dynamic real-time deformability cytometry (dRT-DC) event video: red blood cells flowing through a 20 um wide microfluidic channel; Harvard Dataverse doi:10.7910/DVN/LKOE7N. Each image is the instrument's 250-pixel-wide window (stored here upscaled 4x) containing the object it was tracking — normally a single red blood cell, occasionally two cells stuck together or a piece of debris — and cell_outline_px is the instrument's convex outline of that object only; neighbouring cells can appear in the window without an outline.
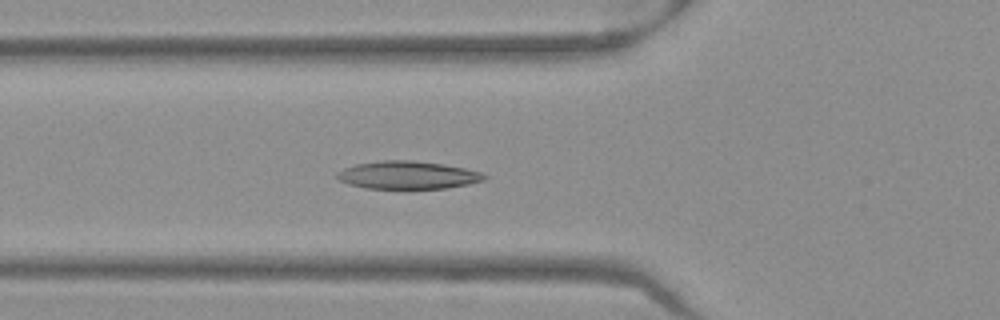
{"species": "Egyptian fruit bat (a non-hibernating species)", "species_latin": "Rousettus aegyptiacus", "temperature_condition": "warm", "stored_images_in_passage": 52, "camera_frame_rate_fps": 3000, "um_per_image_px": 0.085, "frame": {"image": 1, "passage_image": 19, "time_ms": 6.0, "image_size_px": [1000, 320], "cell_outline_px": [[488, 176], [484, 180], [468, 184], [444, 188], [364, 188], [348, 184], [340, 180], [336, 176], [336, 172], [344, 168], [356, 164], [384, 160], [412, 160], [440, 164], [464, 168], [480, 172]], "centroid_in_image_um": [34.62, 14.88], "position_along_channel_um": 91.2, "area_um2": 23.64}}
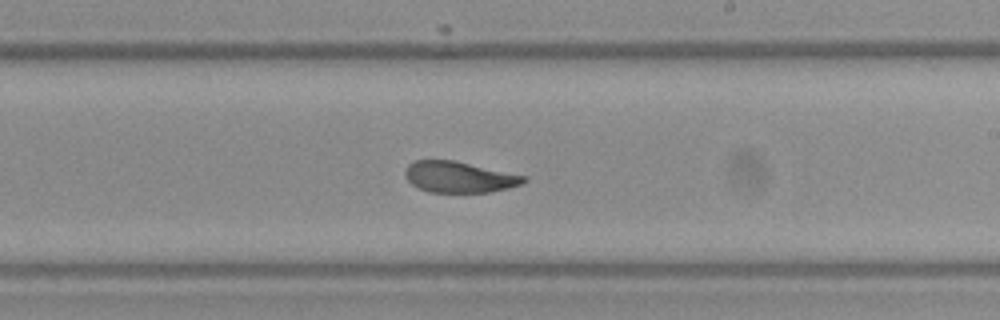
{"frame": {"image": 2, "passage_image": 31, "time_ms": 10.0, "image_size_px": [1000, 320], "cell_outline_px": [[528, 180], [524, 184], [508, 188], [488, 192], [428, 192], [412, 184], [404, 176], [404, 168], [408, 164], [416, 160], [456, 160], [528, 176]], "centroid_in_image_um": [39.06, 15.03], "position_along_channel_um": 249.9, "area_um2": 21.79}}
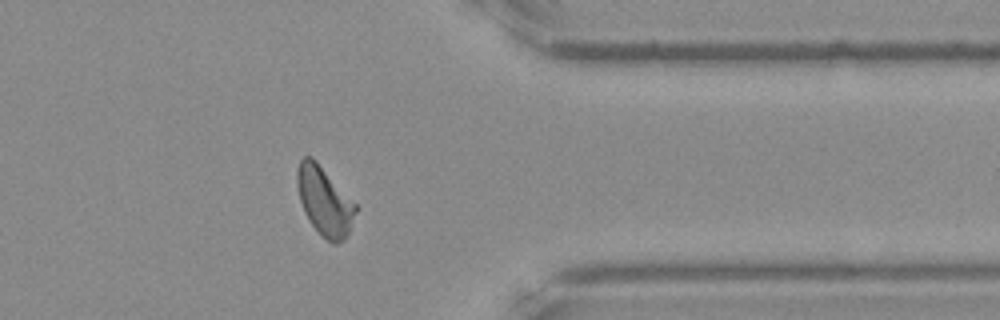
{"frame": {"image": 3, "passage_image": 42, "time_ms": 13.667, "image_size_px": [1000, 320], "cell_outline_px": [[360, 208], [344, 240], [336, 244], [332, 244], [308, 220], [304, 212], [300, 200], [296, 184], [296, 172], [300, 160], [304, 156], [312, 156], [316, 160]], "centroid_in_image_um": [27.59, 17.08], "position_along_channel_um": 383.8, "area_um2": 23.47}, "authors_computed_cell_mechanics": {"area_um2": 23.4379, "velocity_mm_per_s": 3.9587, "shape_relaxation_time_tau1_ms": 8.7423, "shape_relaxation_time_tau2_ms": 1.7377, "deformation_change_tau1": 0.2417, "deformation_change_tau2": 0.0826}}